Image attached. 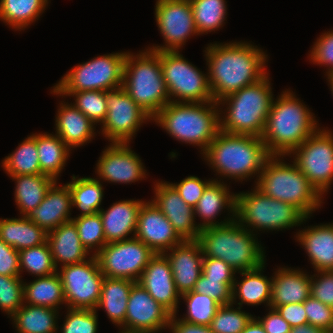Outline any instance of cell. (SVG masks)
<instances>
[{
	"label": "cell",
	"instance_id": "58",
	"mask_svg": "<svg viewBox=\"0 0 333 333\" xmlns=\"http://www.w3.org/2000/svg\"><path fill=\"white\" fill-rule=\"evenodd\" d=\"M290 333H329L328 331L310 325L309 323L291 328Z\"/></svg>",
	"mask_w": 333,
	"mask_h": 333
},
{
	"label": "cell",
	"instance_id": "3",
	"mask_svg": "<svg viewBox=\"0 0 333 333\" xmlns=\"http://www.w3.org/2000/svg\"><path fill=\"white\" fill-rule=\"evenodd\" d=\"M276 98L273 99L261 139L270 155L288 156L320 125L309 106L290 88Z\"/></svg>",
	"mask_w": 333,
	"mask_h": 333
},
{
	"label": "cell",
	"instance_id": "51",
	"mask_svg": "<svg viewBox=\"0 0 333 333\" xmlns=\"http://www.w3.org/2000/svg\"><path fill=\"white\" fill-rule=\"evenodd\" d=\"M212 181V179L202 180L198 176H187L179 183L169 182L179 193L181 198L186 202L187 205L194 208L202 197V194L207 187V185Z\"/></svg>",
	"mask_w": 333,
	"mask_h": 333
},
{
	"label": "cell",
	"instance_id": "46",
	"mask_svg": "<svg viewBox=\"0 0 333 333\" xmlns=\"http://www.w3.org/2000/svg\"><path fill=\"white\" fill-rule=\"evenodd\" d=\"M21 276L0 275V310L10 318L24 304Z\"/></svg>",
	"mask_w": 333,
	"mask_h": 333
},
{
	"label": "cell",
	"instance_id": "24",
	"mask_svg": "<svg viewBox=\"0 0 333 333\" xmlns=\"http://www.w3.org/2000/svg\"><path fill=\"white\" fill-rule=\"evenodd\" d=\"M55 115V134L71 149L90 143L97 136L96 125L78 110L72 102H59Z\"/></svg>",
	"mask_w": 333,
	"mask_h": 333
},
{
	"label": "cell",
	"instance_id": "53",
	"mask_svg": "<svg viewBox=\"0 0 333 333\" xmlns=\"http://www.w3.org/2000/svg\"><path fill=\"white\" fill-rule=\"evenodd\" d=\"M237 272L222 259L203 257L202 274L207 279L235 280Z\"/></svg>",
	"mask_w": 333,
	"mask_h": 333
},
{
	"label": "cell",
	"instance_id": "20",
	"mask_svg": "<svg viewBox=\"0 0 333 333\" xmlns=\"http://www.w3.org/2000/svg\"><path fill=\"white\" fill-rule=\"evenodd\" d=\"M135 237L155 254H164L184 241L151 200H145L140 207Z\"/></svg>",
	"mask_w": 333,
	"mask_h": 333
},
{
	"label": "cell",
	"instance_id": "60",
	"mask_svg": "<svg viewBox=\"0 0 333 333\" xmlns=\"http://www.w3.org/2000/svg\"><path fill=\"white\" fill-rule=\"evenodd\" d=\"M325 76H327L326 79H327L328 85L330 87L331 94L333 95V73H330V74L325 75Z\"/></svg>",
	"mask_w": 333,
	"mask_h": 333
},
{
	"label": "cell",
	"instance_id": "16",
	"mask_svg": "<svg viewBox=\"0 0 333 333\" xmlns=\"http://www.w3.org/2000/svg\"><path fill=\"white\" fill-rule=\"evenodd\" d=\"M155 21L164 45H152V51H181L191 36H198L190 0H156Z\"/></svg>",
	"mask_w": 333,
	"mask_h": 333
},
{
	"label": "cell",
	"instance_id": "57",
	"mask_svg": "<svg viewBox=\"0 0 333 333\" xmlns=\"http://www.w3.org/2000/svg\"><path fill=\"white\" fill-rule=\"evenodd\" d=\"M179 314L171 316L168 330L170 333H213L210 326L198 325L185 322L178 318Z\"/></svg>",
	"mask_w": 333,
	"mask_h": 333
},
{
	"label": "cell",
	"instance_id": "9",
	"mask_svg": "<svg viewBox=\"0 0 333 333\" xmlns=\"http://www.w3.org/2000/svg\"><path fill=\"white\" fill-rule=\"evenodd\" d=\"M308 219L295 206L266 196L255 186L235 194V221L254 235L290 230Z\"/></svg>",
	"mask_w": 333,
	"mask_h": 333
},
{
	"label": "cell",
	"instance_id": "52",
	"mask_svg": "<svg viewBox=\"0 0 333 333\" xmlns=\"http://www.w3.org/2000/svg\"><path fill=\"white\" fill-rule=\"evenodd\" d=\"M310 292L316 300L333 307V270L315 271L311 275Z\"/></svg>",
	"mask_w": 333,
	"mask_h": 333
},
{
	"label": "cell",
	"instance_id": "48",
	"mask_svg": "<svg viewBox=\"0 0 333 333\" xmlns=\"http://www.w3.org/2000/svg\"><path fill=\"white\" fill-rule=\"evenodd\" d=\"M235 280L207 279L203 274L199 276L194 292L207 295L220 305L232 304V287Z\"/></svg>",
	"mask_w": 333,
	"mask_h": 333
},
{
	"label": "cell",
	"instance_id": "39",
	"mask_svg": "<svg viewBox=\"0 0 333 333\" xmlns=\"http://www.w3.org/2000/svg\"><path fill=\"white\" fill-rule=\"evenodd\" d=\"M8 176L42 174L36 146V133L28 135L16 149L1 160Z\"/></svg>",
	"mask_w": 333,
	"mask_h": 333
},
{
	"label": "cell",
	"instance_id": "41",
	"mask_svg": "<svg viewBox=\"0 0 333 333\" xmlns=\"http://www.w3.org/2000/svg\"><path fill=\"white\" fill-rule=\"evenodd\" d=\"M50 90L51 94L62 96L61 98L73 97L74 102L72 104L96 126L104 122L107 114L106 91L56 92L52 87Z\"/></svg>",
	"mask_w": 333,
	"mask_h": 333
},
{
	"label": "cell",
	"instance_id": "42",
	"mask_svg": "<svg viewBox=\"0 0 333 333\" xmlns=\"http://www.w3.org/2000/svg\"><path fill=\"white\" fill-rule=\"evenodd\" d=\"M18 253L20 274L28 272L32 277H42L57 272L48 242L22 249Z\"/></svg>",
	"mask_w": 333,
	"mask_h": 333
},
{
	"label": "cell",
	"instance_id": "6",
	"mask_svg": "<svg viewBox=\"0 0 333 333\" xmlns=\"http://www.w3.org/2000/svg\"><path fill=\"white\" fill-rule=\"evenodd\" d=\"M285 157L271 155L254 186L264 195L291 204L306 217H312L324 204V198L293 161H284Z\"/></svg>",
	"mask_w": 333,
	"mask_h": 333
},
{
	"label": "cell",
	"instance_id": "14",
	"mask_svg": "<svg viewBox=\"0 0 333 333\" xmlns=\"http://www.w3.org/2000/svg\"><path fill=\"white\" fill-rule=\"evenodd\" d=\"M107 114L99 134L110 143H130L152 118L121 87L106 91Z\"/></svg>",
	"mask_w": 333,
	"mask_h": 333
},
{
	"label": "cell",
	"instance_id": "2",
	"mask_svg": "<svg viewBox=\"0 0 333 333\" xmlns=\"http://www.w3.org/2000/svg\"><path fill=\"white\" fill-rule=\"evenodd\" d=\"M270 156L261 137L221 130L202 154L204 161L216 173L214 175H218L213 180L223 182L227 178V181L233 179L241 183L255 176L256 183Z\"/></svg>",
	"mask_w": 333,
	"mask_h": 333
},
{
	"label": "cell",
	"instance_id": "50",
	"mask_svg": "<svg viewBox=\"0 0 333 333\" xmlns=\"http://www.w3.org/2000/svg\"><path fill=\"white\" fill-rule=\"evenodd\" d=\"M304 308L310 325L329 333L333 332V307L323 304L310 295L304 301Z\"/></svg>",
	"mask_w": 333,
	"mask_h": 333
},
{
	"label": "cell",
	"instance_id": "13",
	"mask_svg": "<svg viewBox=\"0 0 333 333\" xmlns=\"http://www.w3.org/2000/svg\"><path fill=\"white\" fill-rule=\"evenodd\" d=\"M63 286L66 307L95 310L101 295L102 274L96 256L57 269Z\"/></svg>",
	"mask_w": 333,
	"mask_h": 333
},
{
	"label": "cell",
	"instance_id": "35",
	"mask_svg": "<svg viewBox=\"0 0 333 333\" xmlns=\"http://www.w3.org/2000/svg\"><path fill=\"white\" fill-rule=\"evenodd\" d=\"M23 294L25 304L53 308L58 311L62 309V306L66 308L62 281L57 272L36 277L30 282H23Z\"/></svg>",
	"mask_w": 333,
	"mask_h": 333
},
{
	"label": "cell",
	"instance_id": "12",
	"mask_svg": "<svg viewBox=\"0 0 333 333\" xmlns=\"http://www.w3.org/2000/svg\"><path fill=\"white\" fill-rule=\"evenodd\" d=\"M287 157L324 198L333 183V131L319 127Z\"/></svg>",
	"mask_w": 333,
	"mask_h": 333
},
{
	"label": "cell",
	"instance_id": "47",
	"mask_svg": "<svg viewBox=\"0 0 333 333\" xmlns=\"http://www.w3.org/2000/svg\"><path fill=\"white\" fill-rule=\"evenodd\" d=\"M64 316L62 326H58L61 333H97L98 312L91 309H70ZM60 327V328H59ZM60 329V330H59Z\"/></svg>",
	"mask_w": 333,
	"mask_h": 333
},
{
	"label": "cell",
	"instance_id": "26",
	"mask_svg": "<svg viewBox=\"0 0 333 333\" xmlns=\"http://www.w3.org/2000/svg\"><path fill=\"white\" fill-rule=\"evenodd\" d=\"M143 202L142 199L116 201L108 209L99 211L106 244L135 237L138 213Z\"/></svg>",
	"mask_w": 333,
	"mask_h": 333
},
{
	"label": "cell",
	"instance_id": "43",
	"mask_svg": "<svg viewBox=\"0 0 333 333\" xmlns=\"http://www.w3.org/2000/svg\"><path fill=\"white\" fill-rule=\"evenodd\" d=\"M181 300L187 306L186 313L180 319L198 325L210 326L218 308L221 306L217 301L207 295H202L193 290L181 295Z\"/></svg>",
	"mask_w": 333,
	"mask_h": 333
},
{
	"label": "cell",
	"instance_id": "19",
	"mask_svg": "<svg viewBox=\"0 0 333 333\" xmlns=\"http://www.w3.org/2000/svg\"><path fill=\"white\" fill-rule=\"evenodd\" d=\"M152 203L165 215L183 240H198L200 228L195 221L194 208L187 205L167 181L155 180Z\"/></svg>",
	"mask_w": 333,
	"mask_h": 333
},
{
	"label": "cell",
	"instance_id": "49",
	"mask_svg": "<svg viewBox=\"0 0 333 333\" xmlns=\"http://www.w3.org/2000/svg\"><path fill=\"white\" fill-rule=\"evenodd\" d=\"M307 58L313 64L326 67L324 75L333 73V30L322 32L315 40Z\"/></svg>",
	"mask_w": 333,
	"mask_h": 333
},
{
	"label": "cell",
	"instance_id": "37",
	"mask_svg": "<svg viewBox=\"0 0 333 333\" xmlns=\"http://www.w3.org/2000/svg\"><path fill=\"white\" fill-rule=\"evenodd\" d=\"M49 0H0V20L15 31H25L39 20Z\"/></svg>",
	"mask_w": 333,
	"mask_h": 333
},
{
	"label": "cell",
	"instance_id": "36",
	"mask_svg": "<svg viewBox=\"0 0 333 333\" xmlns=\"http://www.w3.org/2000/svg\"><path fill=\"white\" fill-rule=\"evenodd\" d=\"M59 311L23 304L11 317L17 333H57Z\"/></svg>",
	"mask_w": 333,
	"mask_h": 333
},
{
	"label": "cell",
	"instance_id": "30",
	"mask_svg": "<svg viewBox=\"0 0 333 333\" xmlns=\"http://www.w3.org/2000/svg\"><path fill=\"white\" fill-rule=\"evenodd\" d=\"M265 265L266 262L256 269L238 272L242 275V279L239 281L238 277H235L232 287L233 305L242 308L243 304L248 306L264 304L267 309L270 307L272 275L268 278L263 274Z\"/></svg>",
	"mask_w": 333,
	"mask_h": 333
},
{
	"label": "cell",
	"instance_id": "28",
	"mask_svg": "<svg viewBox=\"0 0 333 333\" xmlns=\"http://www.w3.org/2000/svg\"><path fill=\"white\" fill-rule=\"evenodd\" d=\"M309 273L300 268L278 266L272 273L270 308L304 302L311 295Z\"/></svg>",
	"mask_w": 333,
	"mask_h": 333
},
{
	"label": "cell",
	"instance_id": "27",
	"mask_svg": "<svg viewBox=\"0 0 333 333\" xmlns=\"http://www.w3.org/2000/svg\"><path fill=\"white\" fill-rule=\"evenodd\" d=\"M294 235L315 271L333 270V222L306 226Z\"/></svg>",
	"mask_w": 333,
	"mask_h": 333
},
{
	"label": "cell",
	"instance_id": "31",
	"mask_svg": "<svg viewBox=\"0 0 333 333\" xmlns=\"http://www.w3.org/2000/svg\"><path fill=\"white\" fill-rule=\"evenodd\" d=\"M47 235L27 216L0 218V239L17 251L46 243Z\"/></svg>",
	"mask_w": 333,
	"mask_h": 333
},
{
	"label": "cell",
	"instance_id": "8",
	"mask_svg": "<svg viewBox=\"0 0 333 333\" xmlns=\"http://www.w3.org/2000/svg\"><path fill=\"white\" fill-rule=\"evenodd\" d=\"M127 52L122 88L153 119L170 102L162 75L160 51Z\"/></svg>",
	"mask_w": 333,
	"mask_h": 333
},
{
	"label": "cell",
	"instance_id": "23",
	"mask_svg": "<svg viewBox=\"0 0 333 333\" xmlns=\"http://www.w3.org/2000/svg\"><path fill=\"white\" fill-rule=\"evenodd\" d=\"M224 181L212 180L205 188L202 197L194 207V216L201 219L197 225L200 229L211 226H222L235 220V194ZM226 209L228 217L216 221L223 210ZM219 221V222H218Z\"/></svg>",
	"mask_w": 333,
	"mask_h": 333
},
{
	"label": "cell",
	"instance_id": "32",
	"mask_svg": "<svg viewBox=\"0 0 333 333\" xmlns=\"http://www.w3.org/2000/svg\"><path fill=\"white\" fill-rule=\"evenodd\" d=\"M135 283L128 279L105 277L95 310L103 309L112 324L120 328L124 324L130 291Z\"/></svg>",
	"mask_w": 333,
	"mask_h": 333
},
{
	"label": "cell",
	"instance_id": "22",
	"mask_svg": "<svg viewBox=\"0 0 333 333\" xmlns=\"http://www.w3.org/2000/svg\"><path fill=\"white\" fill-rule=\"evenodd\" d=\"M170 262L177 292L182 295L194 289L202 274L203 253L197 240H184L164 253Z\"/></svg>",
	"mask_w": 333,
	"mask_h": 333
},
{
	"label": "cell",
	"instance_id": "55",
	"mask_svg": "<svg viewBox=\"0 0 333 333\" xmlns=\"http://www.w3.org/2000/svg\"><path fill=\"white\" fill-rule=\"evenodd\" d=\"M269 312L263 317H254L261 323L266 333H290V324L274 308H268Z\"/></svg>",
	"mask_w": 333,
	"mask_h": 333
},
{
	"label": "cell",
	"instance_id": "5",
	"mask_svg": "<svg viewBox=\"0 0 333 333\" xmlns=\"http://www.w3.org/2000/svg\"><path fill=\"white\" fill-rule=\"evenodd\" d=\"M270 80L267 73L217 102L221 131L261 137L275 96Z\"/></svg>",
	"mask_w": 333,
	"mask_h": 333
},
{
	"label": "cell",
	"instance_id": "25",
	"mask_svg": "<svg viewBox=\"0 0 333 333\" xmlns=\"http://www.w3.org/2000/svg\"><path fill=\"white\" fill-rule=\"evenodd\" d=\"M55 181L45 194L42 203L28 216L36 225L47 233L58 226L70 222L72 197L69 186L65 183L58 185Z\"/></svg>",
	"mask_w": 333,
	"mask_h": 333
},
{
	"label": "cell",
	"instance_id": "44",
	"mask_svg": "<svg viewBox=\"0 0 333 333\" xmlns=\"http://www.w3.org/2000/svg\"><path fill=\"white\" fill-rule=\"evenodd\" d=\"M76 228L81 243L91 255H96L105 245L103 223L99 212L71 220Z\"/></svg>",
	"mask_w": 333,
	"mask_h": 333
},
{
	"label": "cell",
	"instance_id": "33",
	"mask_svg": "<svg viewBox=\"0 0 333 333\" xmlns=\"http://www.w3.org/2000/svg\"><path fill=\"white\" fill-rule=\"evenodd\" d=\"M36 146L41 173L58 181L72 150L57 134L48 132L36 133Z\"/></svg>",
	"mask_w": 333,
	"mask_h": 333
},
{
	"label": "cell",
	"instance_id": "17",
	"mask_svg": "<svg viewBox=\"0 0 333 333\" xmlns=\"http://www.w3.org/2000/svg\"><path fill=\"white\" fill-rule=\"evenodd\" d=\"M172 314L160 305L138 282L130 291L121 333H159L168 329Z\"/></svg>",
	"mask_w": 333,
	"mask_h": 333
},
{
	"label": "cell",
	"instance_id": "11",
	"mask_svg": "<svg viewBox=\"0 0 333 333\" xmlns=\"http://www.w3.org/2000/svg\"><path fill=\"white\" fill-rule=\"evenodd\" d=\"M160 63L170 102L214 101L208 73L200 71L180 51H160Z\"/></svg>",
	"mask_w": 333,
	"mask_h": 333
},
{
	"label": "cell",
	"instance_id": "1",
	"mask_svg": "<svg viewBox=\"0 0 333 333\" xmlns=\"http://www.w3.org/2000/svg\"><path fill=\"white\" fill-rule=\"evenodd\" d=\"M203 52L215 102L256 83L268 73L266 51L251 41L210 42Z\"/></svg>",
	"mask_w": 333,
	"mask_h": 333
},
{
	"label": "cell",
	"instance_id": "7",
	"mask_svg": "<svg viewBox=\"0 0 333 333\" xmlns=\"http://www.w3.org/2000/svg\"><path fill=\"white\" fill-rule=\"evenodd\" d=\"M197 241L204 257L222 259L237 273L256 269L267 261L265 248L257 235L235 220L201 229Z\"/></svg>",
	"mask_w": 333,
	"mask_h": 333
},
{
	"label": "cell",
	"instance_id": "4",
	"mask_svg": "<svg viewBox=\"0 0 333 333\" xmlns=\"http://www.w3.org/2000/svg\"><path fill=\"white\" fill-rule=\"evenodd\" d=\"M152 121L179 143L199 147L201 155L220 131L219 106L215 101L169 102Z\"/></svg>",
	"mask_w": 333,
	"mask_h": 333
},
{
	"label": "cell",
	"instance_id": "59",
	"mask_svg": "<svg viewBox=\"0 0 333 333\" xmlns=\"http://www.w3.org/2000/svg\"><path fill=\"white\" fill-rule=\"evenodd\" d=\"M241 333H266L261 323L253 317Z\"/></svg>",
	"mask_w": 333,
	"mask_h": 333
},
{
	"label": "cell",
	"instance_id": "29",
	"mask_svg": "<svg viewBox=\"0 0 333 333\" xmlns=\"http://www.w3.org/2000/svg\"><path fill=\"white\" fill-rule=\"evenodd\" d=\"M47 242L56 269L83 262L92 256L81 243L77 228L72 221L48 232Z\"/></svg>",
	"mask_w": 333,
	"mask_h": 333
},
{
	"label": "cell",
	"instance_id": "54",
	"mask_svg": "<svg viewBox=\"0 0 333 333\" xmlns=\"http://www.w3.org/2000/svg\"><path fill=\"white\" fill-rule=\"evenodd\" d=\"M0 275L21 276L19 253L0 239Z\"/></svg>",
	"mask_w": 333,
	"mask_h": 333
},
{
	"label": "cell",
	"instance_id": "18",
	"mask_svg": "<svg viewBox=\"0 0 333 333\" xmlns=\"http://www.w3.org/2000/svg\"><path fill=\"white\" fill-rule=\"evenodd\" d=\"M96 178L103 183L132 184L148 175L143 162L130 143H109L97 160Z\"/></svg>",
	"mask_w": 333,
	"mask_h": 333
},
{
	"label": "cell",
	"instance_id": "21",
	"mask_svg": "<svg viewBox=\"0 0 333 333\" xmlns=\"http://www.w3.org/2000/svg\"><path fill=\"white\" fill-rule=\"evenodd\" d=\"M172 315L179 312L181 295L177 292L171 265L164 254H155L137 281Z\"/></svg>",
	"mask_w": 333,
	"mask_h": 333
},
{
	"label": "cell",
	"instance_id": "15",
	"mask_svg": "<svg viewBox=\"0 0 333 333\" xmlns=\"http://www.w3.org/2000/svg\"><path fill=\"white\" fill-rule=\"evenodd\" d=\"M155 253L133 237L106 244L95 256L105 277L137 282Z\"/></svg>",
	"mask_w": 333,
	"mask_h": 333
},
{
	"label": "cell",
	"instance_id": "10",
	"mask_svg": "<svg viewBox=\"0 0 333 333\" xmlns=\"http://www.w3.org/2000/svg\"><path fill=\"white\" fill-rule=\"evenodd\" d=\"M126 54L127 51L112 52L73 66L52 88L56 92L121 88Z\"/></svg>",
	"mask_w": 333,
	"mask_h": 333
},
{
	"label": "cell",
	"instance_id": "45",
	"mask_svg": "<svg viewBox=\"0 0 333 333\" xmlns=\"http://www.w3.org/2000/svg\"><path fill=\"white\" fill-rule=\"evenodd\" d=\"M253 317L239 306L235 308L233 304L221 305L210 328L213 333H241Z\"/></svg>",
	"mask_w": 333,
	"mask_h": 333
},
{
	"label": "cell",
	"instance_id": "40",
	"mask_svg": "<svg viewBox=\"0 0 333 333\" xmlns=\"http://www.w3.org/2000/svg\"><path fill=\"white\" fill-rule=\"evenodd\" d=\"M199 35L219 31L227 18L226 0H190Z\"/></svg>",
	"mask_w": 333,
	"mask_h": 333
},
{
	"label": "cell",
	"instance_id": "56",
	"mask_svg": "<svg viewBox=\"0 0 333 333\" xmlns=\"http://www.w3.org/2000/svg\"><path fill=\"white\" fill-rule=\"evenodd\" d=\"M274 309L279 312V314L290 324L291 327L308 323L304 302L275 306Z\"/></svg>",
	"mask_w": 333,
	"mask_h": 333
},
{
	"label": "cell",
	"instance_id": "34",
	"mask_svg": "<svg viewBox=\"0 0 333 333\" xmlns=\"http://www.w3.org/2000/svg\"><path fill=\"white\" fill-rule=\"evenodd\" d=\"M15 182L14 199L20 216H29L55 180L45 174L8 176Z\"/></svg>",
	"mask_w": 333,
	"mask_h": 333
},
{
	"label": "cell",
	"instance_id": "38",
	"mask_svg": "<svg viewBox=\"0 0 333 333\" xmlns=\"http://www.w3.org/2000/svg\"><path fill=\"white\" fill-rule=\"evenodd\" d=\"M66 184L71 192L72 207L80 211L74 218L95 214L102 209L104 187L97 178L72 175L71 181Z\"/></svg>",
	"mask_w": 333,
	"mask_h": 333
}]
</instances>
